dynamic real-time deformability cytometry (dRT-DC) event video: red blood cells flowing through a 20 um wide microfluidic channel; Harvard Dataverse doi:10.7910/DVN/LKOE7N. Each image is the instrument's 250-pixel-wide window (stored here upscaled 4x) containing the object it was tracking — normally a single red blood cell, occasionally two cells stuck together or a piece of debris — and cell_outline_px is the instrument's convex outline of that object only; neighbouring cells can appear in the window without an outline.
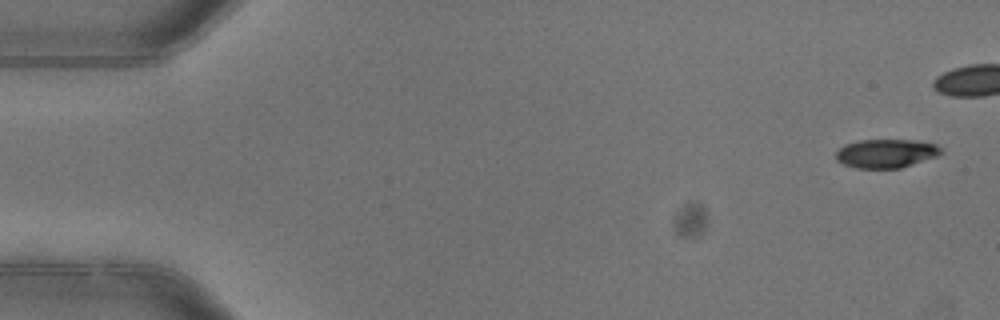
{"species": "common noctule bat (a hibernating species)", "species_latin": "Nyctalus noctula", "temperature_condition": "warm", "stored_images_in_passage": 5, "camera_frame_rate_fps": 3000, "um_per_image_px": 0.085, "animal": {"sex": "female"}, "frame": {"image": 1, "passage_image": 1, "time_ms": 0.0, "image_size_px": [1000, 320], "cell_outline_px": [[944, 152], [936, 156], [900, 168], [856, 168], [844, 164], [836, 160], [836, 152], [844, 144], [860, 140], [916, 140], [936, 144]], "centroid_in_image_um": [75.31, 13.03], "position_along_channel_um": 9.7, "area_um2": 17.51}}
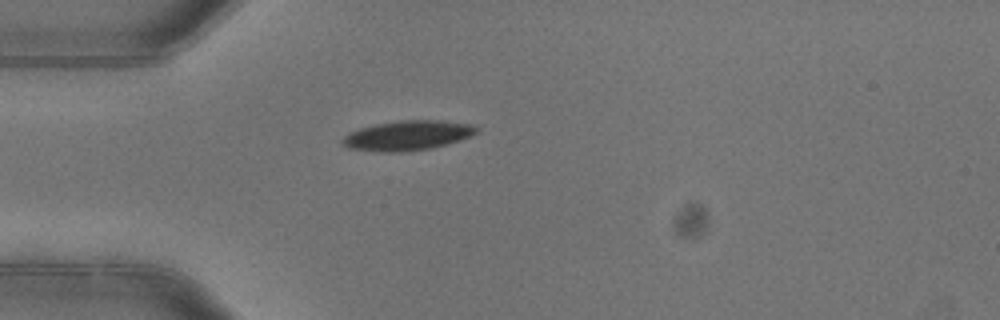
{"frame": {"image": 2, "passage_image": 5, "time_ms": 1.333, "image_size_px": [1000, 320], "cell_outline_px": [[480, 132], [472, 136], [460, 140], [432, 148], [400, 152], [376, 152], [348, 148], [340, 140], [348, 132], [360, 128], [376, 124], [400, 120], [440, 120], [472, 124]], "centroid_in_image_um": [34.64, 11.52], "position_along_channel_um": 50.4, "area_um2": 23.41}}